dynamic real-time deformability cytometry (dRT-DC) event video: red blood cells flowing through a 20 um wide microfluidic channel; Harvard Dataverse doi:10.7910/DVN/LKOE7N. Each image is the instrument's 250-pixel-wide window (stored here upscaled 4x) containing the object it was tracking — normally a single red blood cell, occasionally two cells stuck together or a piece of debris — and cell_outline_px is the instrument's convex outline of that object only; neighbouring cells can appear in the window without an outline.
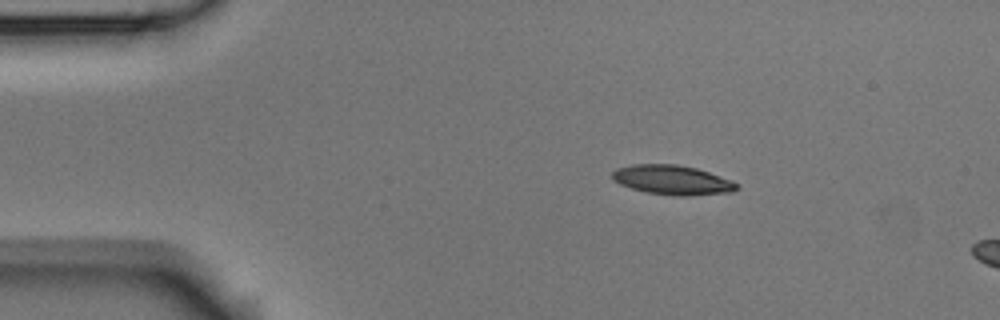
{"species": "Egyptian fruit bat (a non-hibernating species)", "species_latin": "Rousettus aegyptiacus", "temperature_condition": "room temperature", "stored_images_in_passage": 2, "camera_frame_rate_fps": 3000, "um_per_image_px": 0.085, "animal": {"sex": "male"}, "frame": {"image": 1, "passage_image": 1, "time_ms": 0.0, "image_size_px": [1000, 320], "cell_outline_px": [[740, 188], [732, 192], [688, 196], [676, 196], [648, 192], [632, 188], [620, 184], [612, 180], [612, 172], [616, 168], [632, 164], [676, 164], [696, 168], [732, 180], [740, 184]], "centroid_in_image_um": [57.17, 15.3], "position_along_channel_um": 27.8, "area_um2": 21.5}}